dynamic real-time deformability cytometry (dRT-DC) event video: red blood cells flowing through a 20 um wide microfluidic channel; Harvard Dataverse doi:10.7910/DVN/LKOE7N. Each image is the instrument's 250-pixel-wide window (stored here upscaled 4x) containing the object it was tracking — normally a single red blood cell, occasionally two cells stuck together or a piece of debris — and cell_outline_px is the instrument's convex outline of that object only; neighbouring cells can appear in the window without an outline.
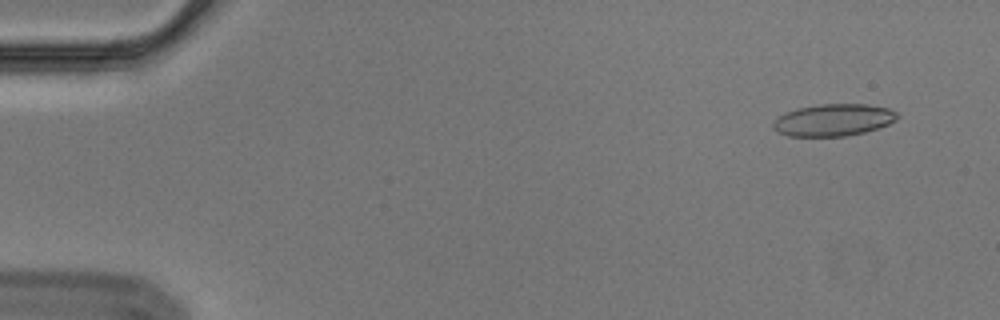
{"species": "Egyptian fruit bat (a non-hibernating species)", "species_latin": "Rousettus aegyptiacus", "temperature_condition": "cold", "stored_images_in_passage": 56, "camera_frame_rate_fps": 3000, "um_per_image_px": 0.085, "animal": {"sex": "male"}, "frame": {"image": 1, "passage_image": 4, "time_ms": 1.0, "image_size_px": [1000, 320], "cell_outline_px": [[900, 116], [896, 120], [888, 124], [864, 132], [844, 136], [788, 136], [776, 132], [772, 128], [772, 124], [784, 112], [796, 108], [820, 104], [868, 104], [888, 108], [896, 112]], "centroid_in_image_um": [70.82, 10.19], "position_along_channel_um": 14.2, "area_um2": 23.24}}
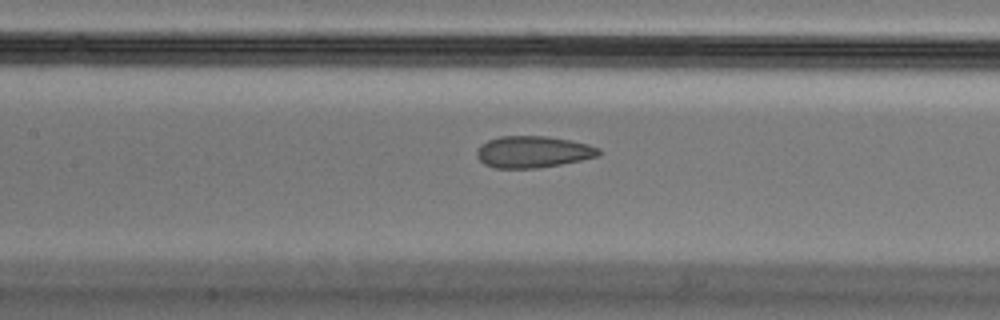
{"frame": {"image": 2, "passage_image": 26, "time_ms": 8.333, "image_size_px": [1000, 320], "cell_outline_px": [[600, 156], [560, 164], [536, 168], [496, 168], [484, 164], [476, 156], [476, 152], [480, 144], [488, 140], [500, 136], [548, 136], [572, 140], [588, 144], [600, 148]], "centroid_in_image_um": [45.3, 12.9], "position_along_channel_um": 162.1, "area_um2": 22.6}}
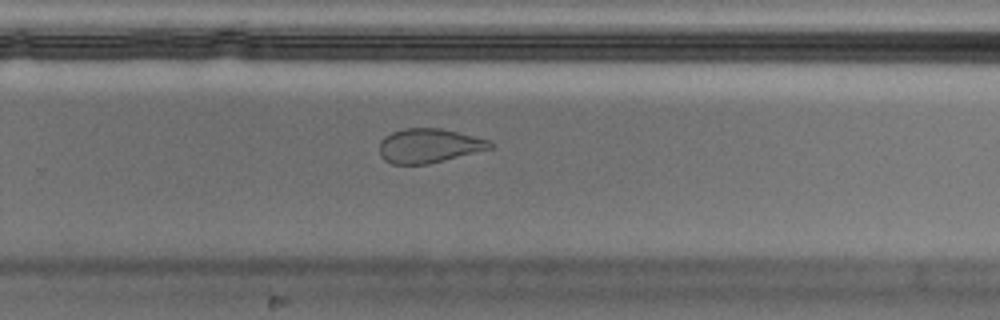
{"frame": {"image": 3, "passage_image": 37, "time_ms": 12.0, "image_size_px": [1000, 320], "cell_outline_px": [[496, 144], [492, 148], [428, 164], [392, 164], [384, 160], [380, 156], [380, 140], [384, 136], [392, 132], [404, 128], [440, 128], [488, 140]], "centroid_in_image_um": [36.43, 12.39], "position_along_channel_um": 293.4, "area_um2": 21.96}, "authors_computed_cell_mechanics": {"area_um2": 23.409, "velocity_mm_per_s": 3.5971, "shape_relaxation_time_tau1_ms": null, "shape_relaxation_time_tau2_ms": 1.5295, "deformation_change_tau1": null, "deformation_change_tau2": 0.079}}